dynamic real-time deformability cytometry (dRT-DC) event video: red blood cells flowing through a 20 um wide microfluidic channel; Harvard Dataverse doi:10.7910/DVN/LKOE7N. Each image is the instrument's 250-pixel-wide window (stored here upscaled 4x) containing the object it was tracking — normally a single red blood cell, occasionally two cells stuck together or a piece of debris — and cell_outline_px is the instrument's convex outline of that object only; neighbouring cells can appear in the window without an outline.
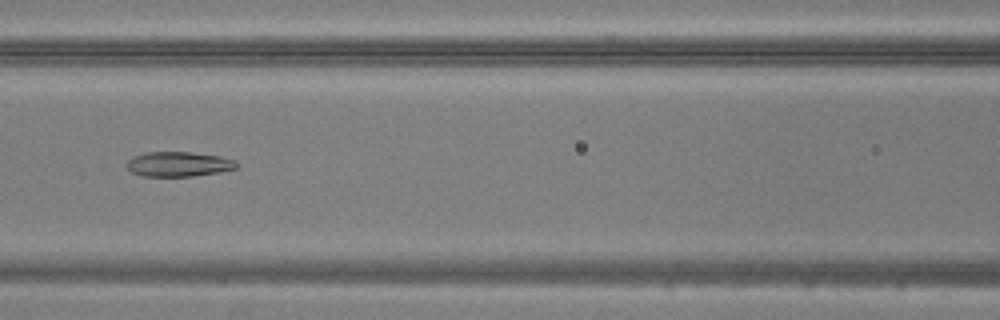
{"species": "common noctule bat (a hibernating species)", "species_latin": "Nyctalus noctula", "temperature_condition": "warm", "stored_images_in_passage": 35, "camera_frame_rate_fps": 3000, "um_per_image_px": 0.085, "animal": {"sex": "male", "body_mass_g": 20.5, "forearm_length_mm": 52.5}, "frame": {"image": 1, "passage_image": 8, "time_ms": 2.333, "image_size_px": [1000, 320], "cell_outline_px": [[236, 168], [220, 172], [192, 176], [140, 176], [132, 172], [128, 168], [128, 160], [132, 156], [148, 152], [188, 152], [220, 156], [236, 160]], "centroid_in_image_um": [15.17, 13.95], "position_along_channel_um": 151.4, "area_um2": 15.78}}
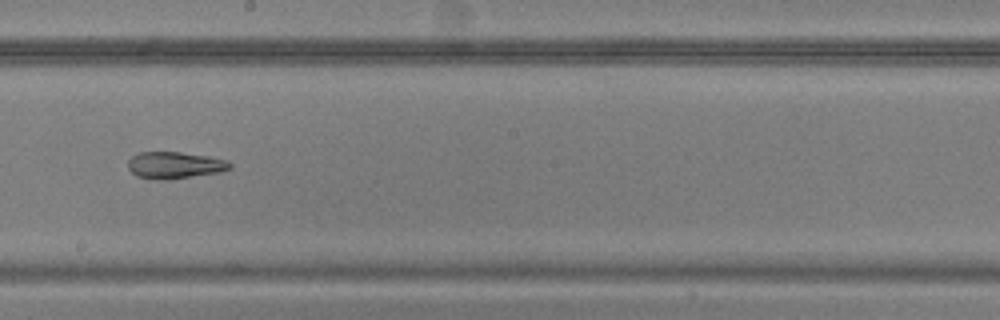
{"frame": {"image": 2, "passage_image": 14, "time_ms": 4.333, "image_size_px": [1000, 320], "cell_outline_px": [[232, 168], [220, 172], [168, 180], [156, 180], [136, 176], [128, 168], [128, 160], [132, 156], [140, 152], [180, 152], [208, 156], [228, 160], [232, 164]], "centroid_in_image_um": [14.86, 14.04], "position_along_channel_um": 233.3, "area_um2": 16.07}}
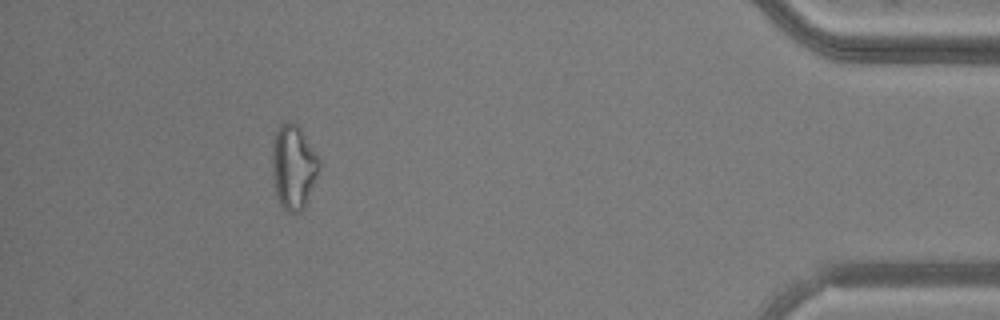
{"frame": {"image": 3, "passage_image": 31, "time_ms": 10.0, "image_size_px": [1000, 320], "cell_outline_px": [[320, 168], [308, 200], [304, 208], [300, 212], [288, 212], [280, 204], [276, 192], [272, 172], [272, 140], [280, 124], [288, 120], [296, 124], [300, 128], [320, 160]], "centroid_in_image_um": [24.94, 14.18], "position_along_channel_um": 410.3, "area_um2": 23.12}}